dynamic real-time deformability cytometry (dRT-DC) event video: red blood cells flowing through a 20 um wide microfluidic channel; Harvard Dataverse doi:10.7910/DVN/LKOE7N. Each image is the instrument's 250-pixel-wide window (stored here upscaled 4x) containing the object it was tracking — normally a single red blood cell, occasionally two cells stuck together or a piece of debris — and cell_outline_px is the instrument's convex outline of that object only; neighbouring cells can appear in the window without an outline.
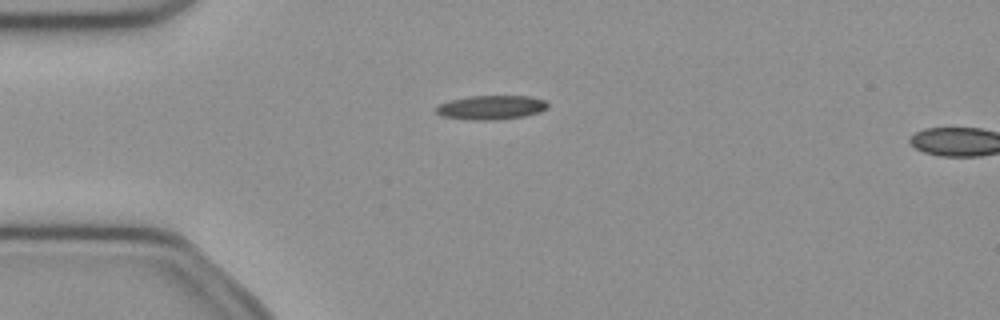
{"species": "common noctule bat (a hibernating species)", "species_latin": "Nyctalus noctula", "temperature_condition": "cold", "stored_images_in_passage": 8, "camera_frame_rate_fps": 3000, "um_per_image_px": 0.085, "animal": {"sex": "female", "body_mass_g": 21.9}, "frame": {"image": 1, "passage_image": 6, "time_ms": 1.667, "image_size_px": [1000, 320], "cell_outline_px": [[548, 108], [540, 112], [524, 116], [496, 120], [472, 120], [440, 116], [436, 112], [436, 108], [440, 104], [452, 100], [472, 96], [528, 96], [544, 100], [548, 104]], "centroid_in_image_um": [41.77, 9.14], "position_along_channel_um": 43.2, "area_um2": 15.61}}